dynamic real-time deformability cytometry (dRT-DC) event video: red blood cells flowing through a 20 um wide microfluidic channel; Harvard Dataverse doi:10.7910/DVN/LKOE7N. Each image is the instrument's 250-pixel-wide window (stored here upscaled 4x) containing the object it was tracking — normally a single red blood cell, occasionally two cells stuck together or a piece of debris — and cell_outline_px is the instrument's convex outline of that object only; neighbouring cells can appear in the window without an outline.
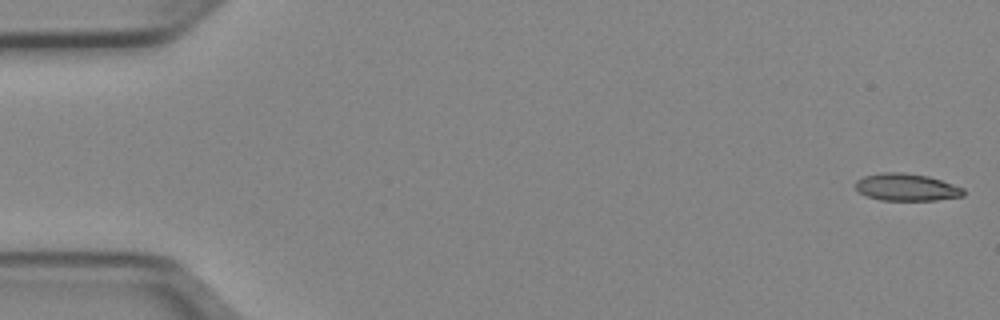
{"species": "Egyptian fruit bat (a non-hibernating species)", "species_latin": "Rousettus aegyptiacus", "temperature_condition": "cold", "stored_images_in_passage": 51, "camera_frame_rate_fps": 3000, "um_per_image_px": 0.085, "animal": {"sex": "female"}, "frame": {"image": 1, "passage_image": 1, "time_ms": 0.0, "image_size_px": [1000, 320], "cell_outline_px": [[964, 196], [936, 200], [880, 200], [868, 196], [860, 192], [856, 188], [856, 180], [864, 176], [880, 172], [904, 172], [928, 176], [964, 188]], "centroid_in_image_um": [77.05, 15.91], "position_along_channel_um": 7.9, "area_um2": 17.11}}
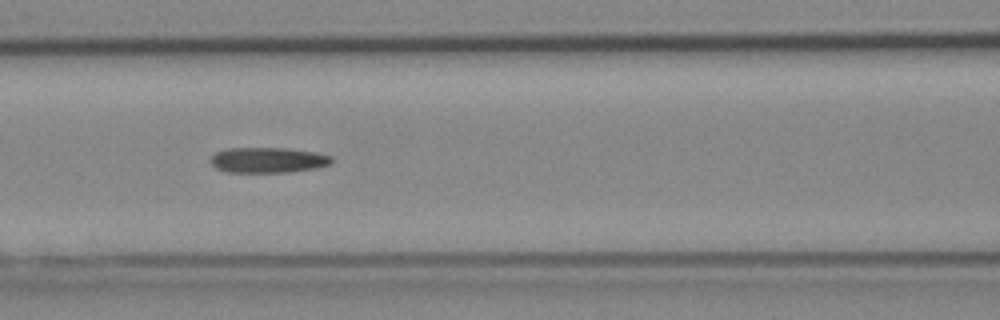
{"frame": {"image": 2, "passage_image": 22, "time_ms": 7.0, "image_size_px": [1000, 320], "cell_outline_px": [[332, 164], [316, 168], [288, 172], [224, 172], [216, 168], [208, 160], [216, 152], [228, 148], [284, 148], [316, 152], [332, 156]], "centroid_in_image_um": [22.77, 13.61], "position_along_channel_um": 143.8, "area_um2": 18.03}}
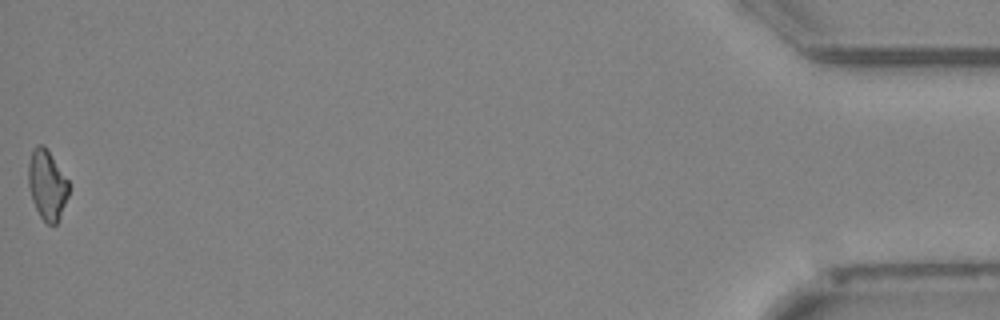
{"frame": {"image": 3, "passage_image": 51, "time_ms": 16.667, "image_size_px": [1000, 320], "cell_outline_px": [[68, 196], [60, 216], [56, 224], [48, 224], [40, 216], [32, 200], [28, 184], [28, 164], [32, 148], [36, 144], [44, 144], [68, 180]], "centroid_in_image_um": [3.98, 15.67], "position_along_channel_um": 431.2, "area_um2": 16.36}}